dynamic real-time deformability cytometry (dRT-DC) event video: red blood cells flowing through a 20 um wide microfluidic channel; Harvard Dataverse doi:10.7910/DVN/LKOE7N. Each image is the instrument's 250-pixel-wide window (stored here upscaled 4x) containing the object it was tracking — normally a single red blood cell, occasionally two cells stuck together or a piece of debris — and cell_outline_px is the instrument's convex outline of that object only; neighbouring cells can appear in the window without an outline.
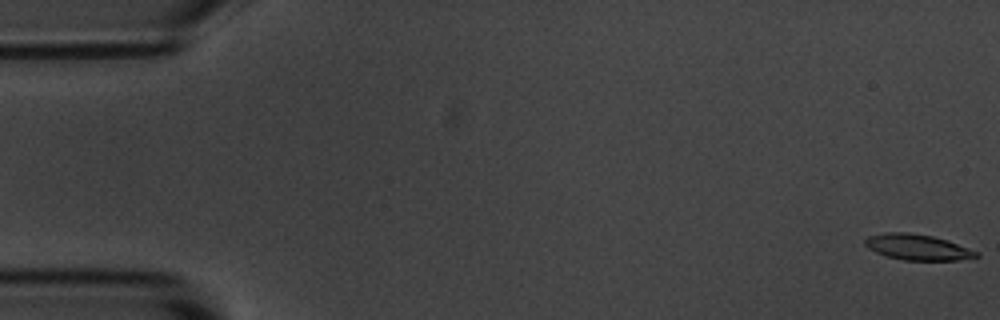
{"species": "common noctule bat (a hibernating species)", "species_latin": "Nyctalus noctula", "temperature_condition": "room temperature", "stored_images_in_passage": 13, "camera_frame_rate_fps": 3000, "um_per_image_px": 0.085, "animal": {"sex": "male", "body_mass_g": 20.1, "forearm_length_mm": 53.5}, "frame": {"image": 1, "passage_image": 1, "time_ms": 0.0, "image_size_px": [1000, 320], "cell_outline_px": [[980, 256], [976, 260], [904, 260], [888, 256], [876, 252], [868, 248], [864, 244], [864, 240], [868, 236], [884, 232], [908, 232], [932, 236], [948, 240], [980, 252]], "centroid_in_image_um": [78.07, 21.01], "position_along_channel_um": 6.9, "area_um2": 16.99}}